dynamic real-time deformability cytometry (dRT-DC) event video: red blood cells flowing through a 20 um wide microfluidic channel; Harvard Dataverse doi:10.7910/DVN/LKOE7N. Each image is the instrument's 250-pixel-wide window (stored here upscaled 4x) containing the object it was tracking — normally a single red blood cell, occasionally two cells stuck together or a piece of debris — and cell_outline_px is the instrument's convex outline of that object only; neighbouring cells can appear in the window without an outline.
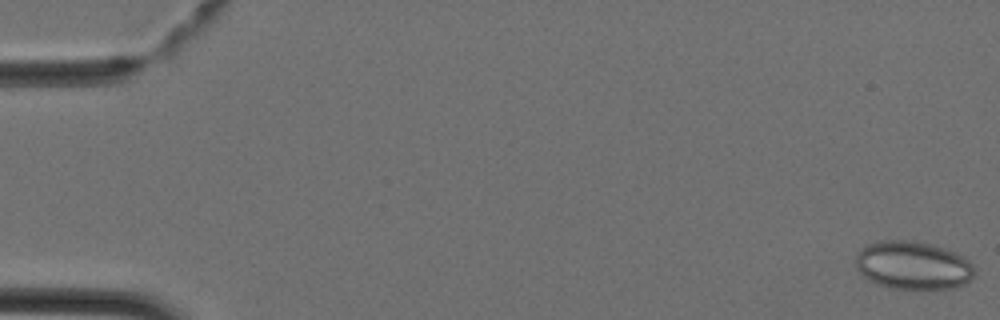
{"species": "Egyptian fruit bat (a non-hibernating species)", "species_latin": "Rousettus aegyptiacus", "temperature_condition": "cold", "stored_images_in_passage": 44, "camera_frame_rate_fps": 3000, "um_per_image_px": 0.085, "animal": {"sex": "female"}, "frame": {"image": 1, "passage_image": 1, "time_ms": 0.0, "image_size_px": [1000, 320], "cell_outline_px": [[976, 272], [964, 284], [952, 288], [892, 288], [876, 284], [864, 276], [856, 268], [856, 256], [860, 248], [868, 244], [880, 240], [908, 240], [928, 244], [964, 256], [972, 264]], "centroid_in_image_um": [77.57, 22.55], "position_along_channel_um": 7.4, "area_um2": 33.0}}
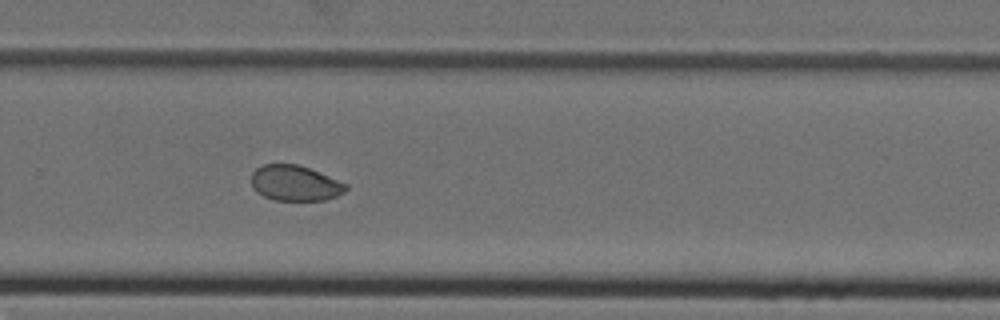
{"frame": {"image": 2, "passage_image": 30, "time_ms": 9.667, "image_size_px": [1000, 320], "cell_outline_px": [[348, 188], [344, 192], [336, 196], [324, 200], [272, 200], [256, 192], [252, 188], [252, 172], [256, 168], [264, 164], [296, 164], [308, 168], [348, 184]], "centroid_in_image_um": [25.05, 15.57], "position_along_channel_um": 304.7, "area_um2": 19.48}}
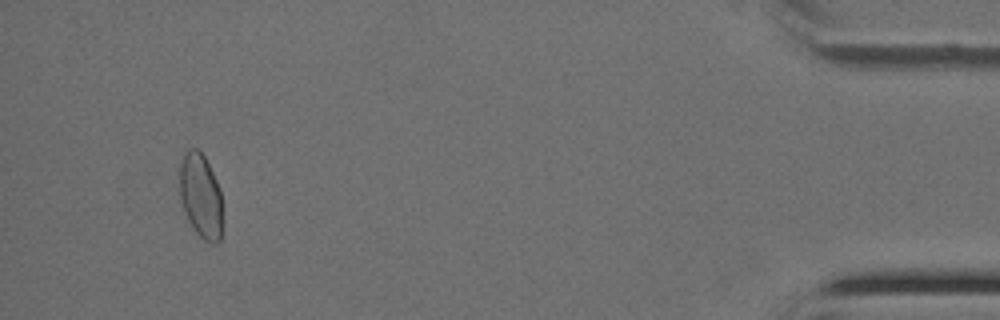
{"frame": {"image": 3, "passage_image": 42, "time_ms": 13.667, "image_size_px": [1000, 320], "cell_outline_px": [[220, 240], [216, 244], [212, 244], [204, 240], [196, 232], [188, 220], [184, 212], [180, 200], [180, 160], [184, 152], [188, 148], [196, 148], [204, 156], [220, 188]], "centroid_in_image_um": [17.02, 16.62], "position_along_channel_um": 418.2, "area_um2": 20.87}}